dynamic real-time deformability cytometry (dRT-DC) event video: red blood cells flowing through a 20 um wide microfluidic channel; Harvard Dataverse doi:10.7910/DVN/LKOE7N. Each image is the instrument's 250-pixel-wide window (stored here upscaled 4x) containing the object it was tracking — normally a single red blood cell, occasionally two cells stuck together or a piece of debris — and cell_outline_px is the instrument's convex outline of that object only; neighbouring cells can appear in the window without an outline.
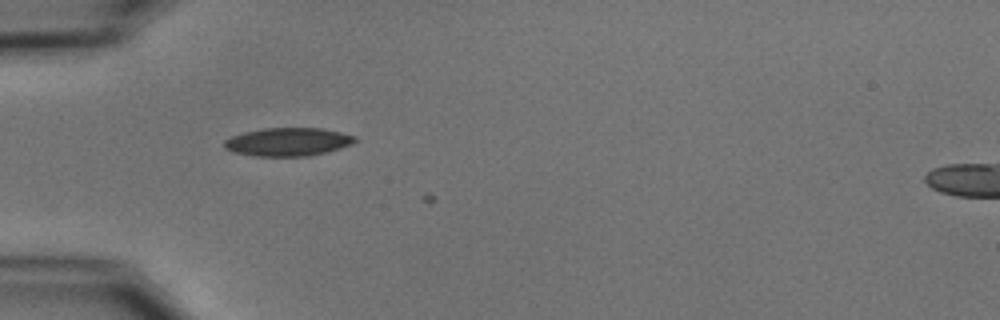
{"species": "common noctule bat (a hibernating species)", "species_latin": "Nyctalus noctula", "temperature_condition": "cold", "stored_images_in_passage": 5, "camera_frame_rate_fps": 3000, "um_per_image_px": 0.085, "animal": {"sex": "male", "body_mass_g": 15.6}, "frame": {"image": 1, "passage_image": 4, "time_ms": 1.0, "image_size_px": [1000, 320], "cell_outline_px": [[356, 140], [352, 144], [328, 152], [308, 156], [256, 156], [232, 152], [224, 148], [224, 140], [232, 136], [244, 132], [264, 128], [320, 128], [340, 132], [356, 136]], "centroid_in_image_um": [24.47, 12.06], "position_along_channel_um": 60.5, "area_um2": 21.56}}